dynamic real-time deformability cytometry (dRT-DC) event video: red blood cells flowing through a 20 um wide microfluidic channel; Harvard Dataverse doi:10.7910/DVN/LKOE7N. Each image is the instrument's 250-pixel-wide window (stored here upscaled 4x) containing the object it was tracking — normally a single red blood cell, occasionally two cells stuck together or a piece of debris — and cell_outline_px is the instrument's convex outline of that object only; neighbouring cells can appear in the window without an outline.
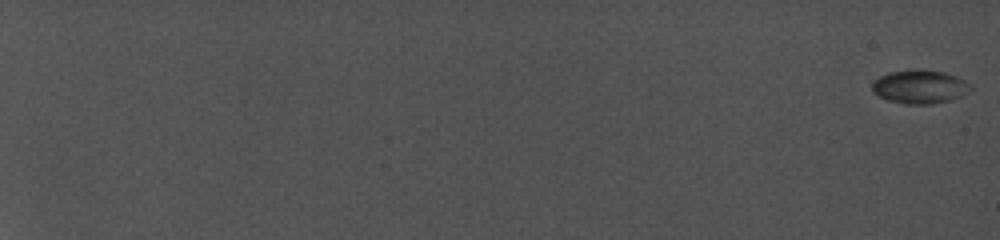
{"species": "common noctule bat (a hibernating species)", "species_latin": "Nyctalus noctula", "temperature_condition": "cold", "stored_images_in_passage": 27, "camera_frame_rate_fps": 5000, "um_per_image_px": 0.085, "animal": {"sex": "female", "body_mass_g": 19.0, "forearm_length_mm": 56.7}, "frame": {"image": 1, "passage_image": 1, "time_ms": 0.0, "image_size_px": [1000, 240], "cell_outline_px": [[972, 92], [948, 100], [932, 104], [904, 104], [888, 100], [872, 92], [872, 80], [880, 76], [892, 72], [940, 72], [956, 76], [972, 84]], "centroid_in_image_um": [78.2, 7.42], "position_along_channel_um": 6.8, "area_um2": 18.67}}
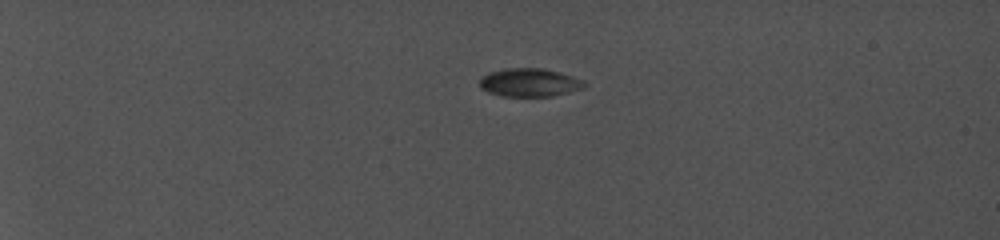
{"frame": {"image": 2, "passage_image": 16, "time_ms": 6.0, "image_size_px": [1000, 240], "cell_outline_px": [[584, 88], [556, 96], [500, 96], [488, 92], [480, 84], [480, 80], [484, 76], [492, 72], [512, 68], [536, 68], [556, 72], [568, 76], [584, 84]], "centroid_in_image_um": [44.97, 7.04], "position_along_channel_um": 40.0, "area_um2": 16.47}}
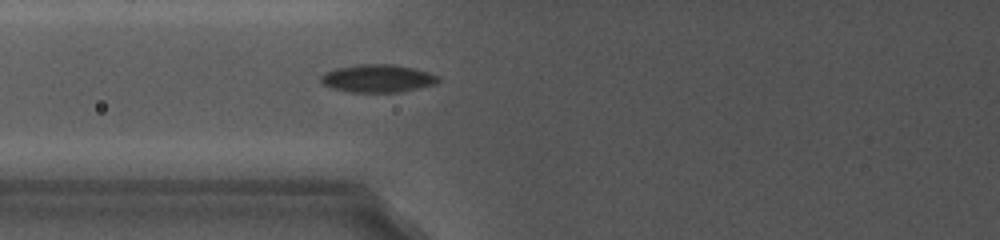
{"frame": {"image": 3, "passage_image": 27, "time_ms": 10.2, "image_size_px": [1000, 240], "cell_outline_px": [[436, 80], [428, 84], [396, 92], [352, 92], [336, 88], [324, 84], [324, 76], [328, 72], [340, 68], [384, 64], [408, 68], [424, 72], [436, 76]], "centroid_in_image_um": [32.05, 6.69], "position_along_channel_um": 93.7, "area_um2": 17.05}}